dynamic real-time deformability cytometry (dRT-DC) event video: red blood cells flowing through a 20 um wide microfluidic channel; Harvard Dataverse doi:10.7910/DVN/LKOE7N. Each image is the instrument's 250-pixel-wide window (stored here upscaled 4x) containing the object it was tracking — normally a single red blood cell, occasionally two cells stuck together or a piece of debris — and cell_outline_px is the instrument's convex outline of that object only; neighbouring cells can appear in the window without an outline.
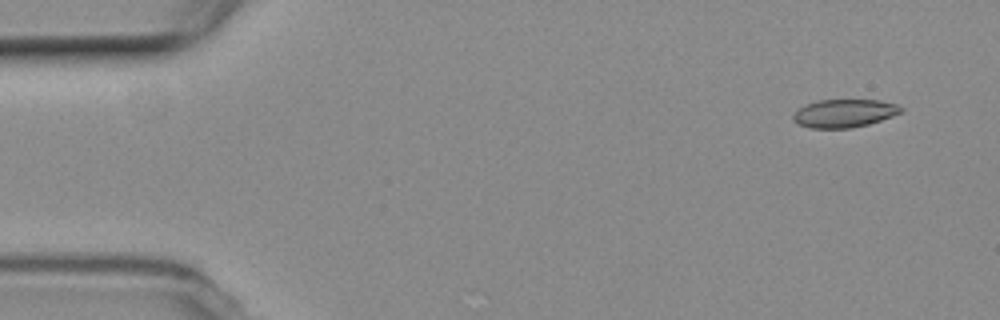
{"species": "common noctule bat (a hibernating species)", "species_latin": "Nyctalus noctula", "temperature_condition": "room temperature", "stored_images_in_passage": 9, "camera_frame_rate_fps": 3000, "um_per_image_px": 0.085, "animal": {"sex": "female", "body_mass_g": 19.3, "forearm_length_mm": 54.1}, "frame": {"image": 1, "passage_image": 2, "time_ms": 1.0, "image_size_px": [1000, 320], "cell_outline_px": [[904, 112], [868, 124], [852, 128], [808, 128], [800, 124], [792, 116], [804, 104], [816, 100], [880, 100], [900, 104], [904, 108]], "centroid_in_image_um": [71.83, 9.61], "position_along_channel_um": 13.2, "area_um2": 17.74}}
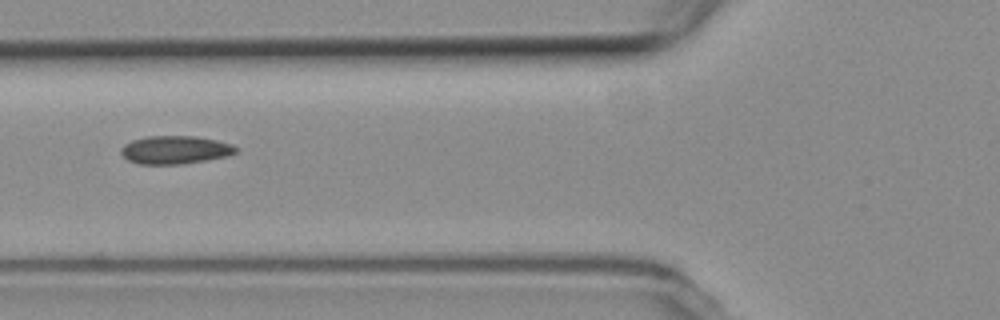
{"frame": {"image": 2, "passage_image": 7, "time_ms": 6.667, "image_size_px": [1000, 320], "cell_outline_px": [[240, 148], [236, 152], [228, 156], [184, 164], [140, 164], [128, 160], [120, 152], [120, 148], [124, 144], [132, 140], [148, 136], [196, 136], [216, 140], [232, 144]], "centroid_in_image_um": [14.9, 12.73], "position_along_channel_um": 110.9, "area_um2": 18.96}}
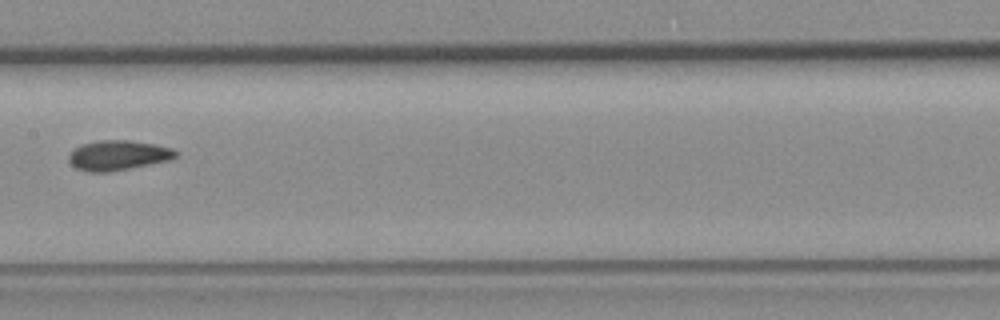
{"frame": {"image": 3, "passage_image": 9, "time_ms": 9.0, "image_size_px": [1000, 320], "cell_outline_px": [[180, 152], [172, 160], [108, 172], [88, 172], [76, 168], [68, 160], [68, 156], [80, 144], [100, 140], [128, 140], [156, 144], [172, 148]], "centroid_in_image_um": [10.07, 13.2], "position_along_channel_um": 197.3, "area_um2": 18.73}}